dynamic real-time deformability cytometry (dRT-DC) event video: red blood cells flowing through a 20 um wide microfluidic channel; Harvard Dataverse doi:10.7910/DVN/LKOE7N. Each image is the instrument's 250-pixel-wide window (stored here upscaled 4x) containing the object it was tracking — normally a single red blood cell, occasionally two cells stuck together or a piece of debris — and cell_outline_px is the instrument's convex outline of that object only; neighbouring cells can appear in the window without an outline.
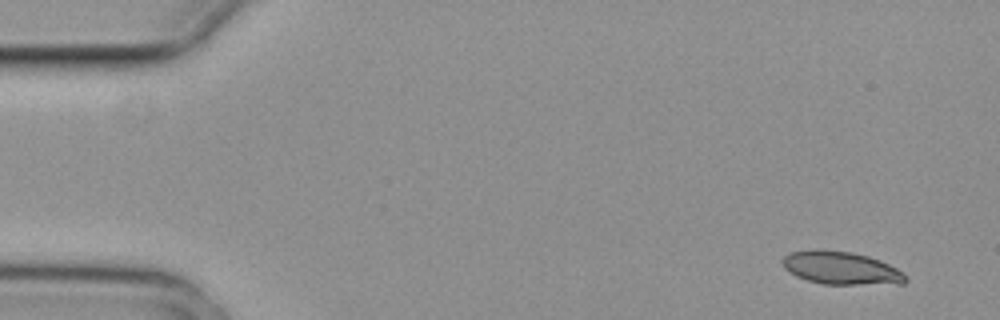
{"species": "common noctule bat (a hibernating species)", "species_latin": "Nyctalus noctula", "temperature_condition": "cold", "stored_images_in_passage": 7, "camera_frame_rate_fps": 3000, "um_per_image_px": 0.085, "animal": {"sex": "female", "body_mass_g": 29.2, "forearm_length_mm": 56.3}, "frame": {"image": 1, "passage_image": 1, "time_ms": 0.0, "image_size_px": [1000, 320], "cell_outline_px": [[908, 280], [904, 284], [824, 284], [808, 280], [796, 276], [788, 272], [784, 268], [780, 260], [788, 252], [812, 248], [852, 252], [868, 256], [880, 260], [904, 272], [908, 276]], "centroid_in_image_um": [71.47, 22.77], "position_along_channel_um": 13.5, "area_um2": 24.1}}
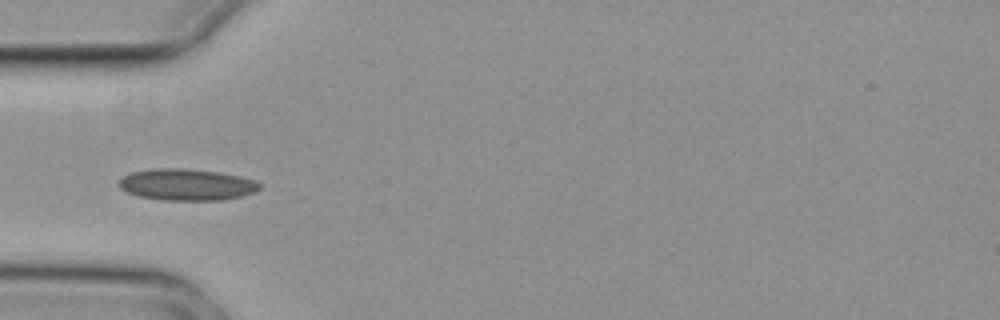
{"frame": {"image": 2, "passage_image": 5, "time_ms": 1.333, "image_size_px": [1000, 320], "cell_outline_px": [[260, 188], [256, 192], [224, 200], [164, 200], [140, 196], [128, 192], [120, 188], [116, 184], [124, 176], [132, 172], [156, 168], [184, 168], [216, 172], [256, 180], [260, 184]], "centroid_in_image_um": [15.86, 15.69], "position_along_channel_um": 69.1, "area_um2": 25.66}}
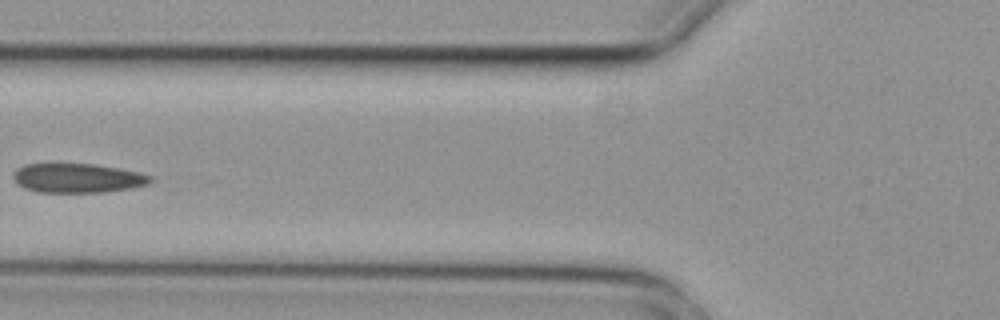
{"frame": {"image": 3, "passage_image": 6, "time_ms": 1.667, "image_size_px": [1000, 320], "cell_outline_px": [[152, 180], [148, 184], [132, 188], [104, 192], [36, 192], [24, 188], [16, 184], [12, 176], [12, 172], [16, 168], [24, 164], [96, 164], [140, 172], [152, 176]], "centroid_in_image_um": [6.56, 15.14], "position_along_channel_um": 119.2, "area_um2": 23.64}}